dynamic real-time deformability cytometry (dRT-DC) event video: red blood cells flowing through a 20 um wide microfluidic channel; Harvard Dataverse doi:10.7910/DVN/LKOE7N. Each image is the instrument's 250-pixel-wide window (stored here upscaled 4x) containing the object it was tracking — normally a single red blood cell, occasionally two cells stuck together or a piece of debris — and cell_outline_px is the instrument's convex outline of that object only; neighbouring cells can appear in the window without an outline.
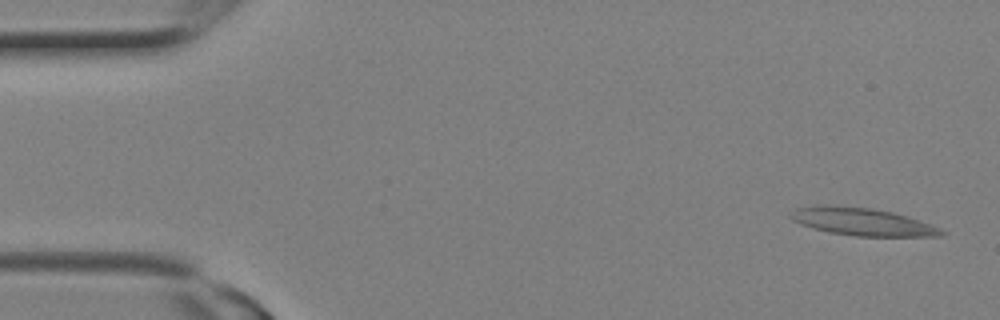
{"species": "Egyptian fruit bat (a non-hibernating species)", "species_latin": "Rousettus aegyptiacus", "temperature_condition": "room temperature", "stored_images_in_passage": 14, "camera_frame_rate_fps": 3000, "um_per_image_px": 0.085, "animal": {"sex": "female"}, "frame": {"image": 1, "passage_image": 1, "time_ms": 0.0, "image_size_px": [1000, 320], "cell_outline_px": [[948, 232], [944, 236], [856, 236], [828, 232], [812, 228], [800, 224], [792, 220], [788, 216], [796, 208], [812, 204], [828, 204], [872, 208], [892, 212], [932, 224]], "centroid_in_image_um": [73.26, 18.83], "position_along_channel_um": 11.7, "area_um2": 24.62}}
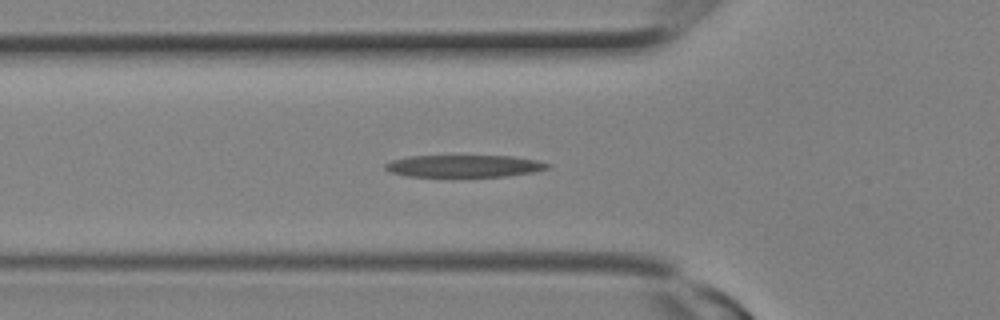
{"frame": {"image": 2, "passage_image": 8, "time_ms": 2.333, "image_size_px": [1000, 320], "cell_outline_px": [[552, 164], [548, 168], [536, 172], [504, 176], [408, 176], [392, 172], [384, 168], [384, 164], [392, 160], [408, 156], [512, 156], [536, 160]], "centroid_in_image_um": [39.47, 14.1], "position_along_channel_um": 86.3, "area_um2": 20.81}}
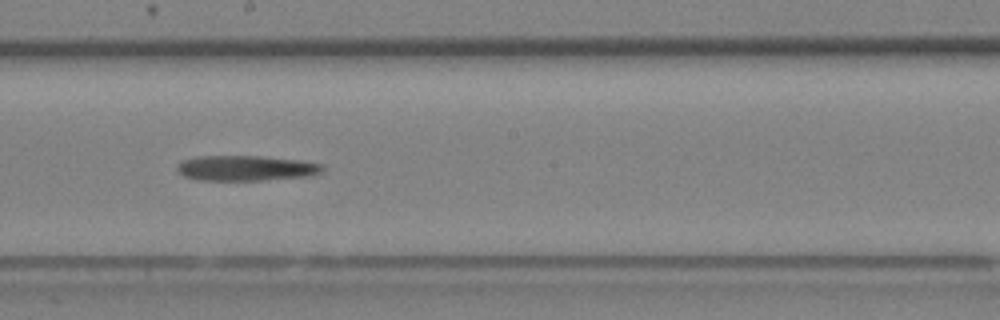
{"frame": {"image": 3, "passage_image": 13, "time_ms": 4.0, "image_size_px": [1000, 320], "cell_outline_px": [[324, 168], [320, 172], [308, 176], [264, 180], [196, 180], [184, 176], [176, 168], [184, 160], [196, 156], [256, 156], [300, 160], [324, 164]], "centroid_in_image_um": [20.92, 14.29], "position_along_channel_um": 227.3, "area_um2": 21.27}}